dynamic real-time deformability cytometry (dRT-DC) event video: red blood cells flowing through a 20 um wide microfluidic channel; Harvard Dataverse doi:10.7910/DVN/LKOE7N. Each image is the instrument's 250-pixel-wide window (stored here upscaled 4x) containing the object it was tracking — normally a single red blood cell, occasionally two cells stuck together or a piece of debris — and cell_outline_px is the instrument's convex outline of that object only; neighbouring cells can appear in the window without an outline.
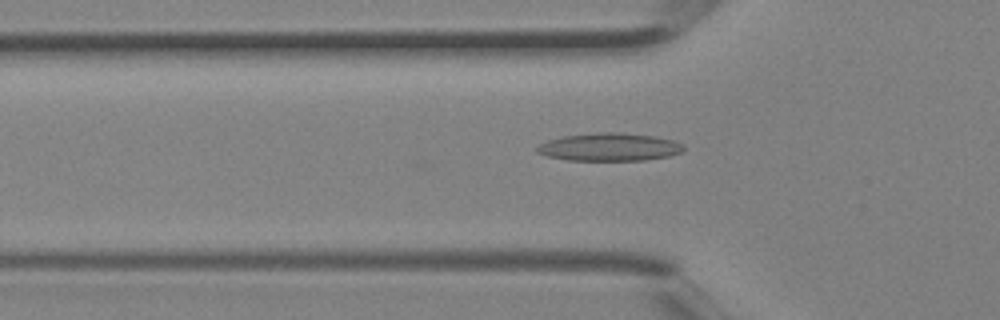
{"species": "Egyptian fruit bat (a non-hibernating species)", "species_latin": "Rousettus aegyptiacus", "temperature_condition": "room temperature", "stored_images_in_passage": 4, "camera_frame_rate_fps": 3000, "um_per_image_px": 0.085, "animal": {"sex": "female"}, "frame": {"image": 1, "passage_image": 4, "time_ms": 1.0, "image_size_px": [1000, 320], "cell_outline_px": [[684, 152], [668, 156], [644, 160], [568, 160], [548, 156], [536, 152], [536, 148], [540, 144], [548, 140], [564, 136], [600, 132], [620, 132], [656, 136], [672, 140], [684, 144]], "centroid_in_image_um": [51.84, 12.49], "position_along_channel_um": 74.0, "area_um2": 23.81}}